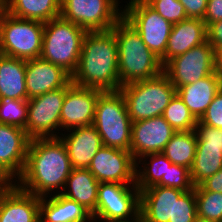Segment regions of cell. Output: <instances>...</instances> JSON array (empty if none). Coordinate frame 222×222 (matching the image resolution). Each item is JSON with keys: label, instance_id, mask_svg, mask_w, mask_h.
Returning a JSON list of instances; mask_svg holds the SVG:
<instances>
[{"label": "cell", "instance_id": "obj_34", "mask_svg": "<svg viewBox=\"0 0 222 222\" xmlns=\"http://www.w3.org/2000/svg\"><path fill=\"white\" fill-rule=\"evenodd\" d=\"M197 217L194 189L183 192L175 200L174 222H193Z\"/></svg>", "mask_w": 222, "mask_h": 222}, {"label": "cell", "instance_id": "obj_25", "mask_svg": "<svg viewBox=\"0 0 222 222\" xmlns=\"http://www.w3.org/2000/svg\"><path fill=\"white\" fill-rule=\"evenodd\" d=\"M26 60L0 55V99L28 100Z\"/></svg>", "mask_w": 222, "mask_h": 222}, {"label": "cell", "instance_id": "obj_32", "mask_svg": "<svg viewBox=\"0 0 222 222\" xmlns=\"http://www.w3.org/2000/svg\"><path fill=\"white\" fill-rule=\"evenodd\" d=\"M27 114V100L0 99V123L25 129Z\"/></svg>", "mask_w": 222, "mask_h": 222}, {"label": "cell", "instance_id": "obj_1", "mask_svg": "<svg viewBox=\"0 0 222 222\" xmlns=\"http://www.w3.org/2000/svg\"><path fill=\"white\" fill-rule=\"evenodd\" d=\"M71 170L66 146L59 137L31 139L23 173L14 183L39 197L59 194Z\"/></svg>", "mask_w": 222, "mask_h": 222}, {"label": "cell", "instance_id": "obj_43", "mask_svg": "<svg viewBox=\"0 0 222 222\" xmlns=\"http://www.w3.org/2000/svg\"><path fill=\"white\" fill-rule=\"evenodd\" d=\"M13 184L11 181L1 170H0V192L8 189Z\"/></svg>", "mask_w": 222, "mask_h": 222}, {"label": "cell", "instance_id": "obj_22", "mask_svg": "<svg viewBox=\"0 0 222 222\" xmlns=\"http://www.w3.org/2000/svg\"><path fill=\"white\" fill-rule=\"evenodd\" d=\"M220 89H222V78L215 71L194 83L177 88L176 94L199 121Z\"/></svg>", "mask_w": 222, "mask_h": 222}, {"label": "cell", "instance_id": "obj_38", "mask_svg": "<svg viewBox=\"0 0 222 222\" xmlns=\"http://www.w3.org/2000/svg\"><path fill=\"white\" fill-rule=\"evenodd\" d=\"M184 7L187 18L202 19L206 13L207 0H178Z\"/></svg>", "mask_w": 222, "mask_h": 222}, {"label": "cell", "instance_id": "obj_24", "mask_svg": "<svg viewBox=\"0 0 222 222\" xmlns=\"http://www.w3.org/2000/svg\"><path fill=\"white\" fill-rule=\"evenodd\" d=\"M99 184L88 169L72 168L61 194L81 204L93 215L97 206Z\"/></svg>", "mask_w": 222, "mask_h": 222}, {"label": "cell", "instance_id": "obj_9", "mask_svg": "<svg viewBox=\"0 0 222 222\" xmlns=\"http://www.w3.org/2000/svg\"><path fill=\"white\" fill-rule=\"evenodd\" d=\"M73 85L46 92L27 100L28 114L25 131L30 139L57 138L60 132V113L66 91ZM57 133V134H56Z\"/></svg>", "mask_w": 222, "mask_h": 222}, {"label": "cell", "instance_id": "obj_33", "mask_svg": "<svg viewBox=\"0 0 222 222\" xmlns=\"http://www.w3.org/2000/svg\"><path fill=\"white\" fill-rule=\"evenodd\" d=\"M159 15L172 24L187 18L183 5L178 0H144Z\"/></svg>", "mask_w": 222, "mask_h": 222}, {"label": "cell", "instance_id": "obj_18", "mask_svg": "<svg viewBox=\"0 0 222 222\" xmlns=\"http://www.w3.org/2000/svg\"><path fill=\"white\" fill-rule=\"evenodd\" d=\"M40 200L13 183L0 192V222H36L40 218Z\"/></svg>", "mask_w": 222, "mask_h": 222}, {"label": "cell", "instance_id": "obj_44", "mask_svg": "<svg viewBox=\"0 0 222 222\" xmlns=\"http://www.w3.org/2000/svg\"><path fill=\"white\" fill-rule=\"evenodd\" d=\"M112 222H143V221H142V218H141V216L139 214L136 218L131 219V220H127V221H112Z\"/></svg>", "mask_w": 222, "mask_h": 222}, {"label": "cell", "instance_id": "obj_37", "mask_svg": "<svg viewBox=\"0 0 222 222\" xmlns=\"http://www.w3.org/2000/svg\"><path fill=\"white\" fill-rule=\"evenodd\" d=\"M199 122L210 127L222 129V89L213 98Z\"/></svg>", "mask_w": 222, "mask_h": 222}, {"label": "cell", "instance_id": "obj_45", "mask_svg": "<svg viewBox=\"0 0 222 222\" xmlns=\"http://www.w3.org/2000/svg\"><path fill=\"white\" fill-rule=\"evenodd\" d=\"M193 222H214L197 216Z\"/></svg>", "mask_w": 222, "mask_h": 222}, {"label": "cell", "instance_id": "obj_13", "mask_svg": "<svg viewBox=\"0 0 222 222\" xmlns=\"http://www.w3.org/2000/svg\"><path fill=\"white\" fill-rule=\"evenodd\" d=\"M88 170L100 183L135 184L136 161L127 150L103 146Z\"/></svg>", "mask_w": 222, "mask_h": 222}, {"label": "cell", "instance_id": "obj_10", "mask_svg": "<svg viewBox=\"0 0 222 222\" xmlns=\"http://www.w3.org/2000/svg\"><path fill=\"white\" fill-rule=\"evenodd\" d=\"M140 209V191L135 184L100 183L94 222L127 221ZM98 219V220H97Z\"/></svg>", "mask_w": 222, "mask_h": 222}, {"label": "cell", "instance_id": "obj_15", "mask_svg": "<svg viewBox=\"0 0 222 222\" xmlns=\"http://www.w3.org/2000/svg\"><path fill=\"white\" fill-rule=\"evenodd\" d=\"M175 132L163 116L132 122V157L137 161L146 154L162 153Z\"/></svg>", "mask_w": 222, "mask_h": 222}, {"label": "cell", "instance_id": "obj_8", "mask_svg": "<svg viewBox=\"0 0 222 222\" xmlns=\"http://www.w3.org/2000/svg\"><path fill=\"white\" fill-rule=\"evenodd\" d=\"M119 0H61L60 17L86 31H106L123 17Z\"/></svg>", "mask_w": 222, "mask_h": 222}, {"label": "cell", "instance_id": "obj_46", "mask_svg": "<svg viewBox=\"0 0 222 222\" xmlns=\"http://www.w3.org/2000/svg\"><path fill=\"white\" fill-rule=\"evenodd\" d=\"M3 8V0H0V9Z\"/></svg>", "mask_w": 222, "mask_h": 222}, {"label": "cell", "instance_id": "obj_16", "mask_svg": "<svg viewBox=\"0 0 222 222\" xmlns=\"http://www.w3.org/2000/svg\"><path fill=\"white\" fill-rule=\"evenodd\" d=\"M30 140L23 128L0 123V170L13 183L23 173Z\"/></svg>", "mask_w": 222, "mask_h": 222}, {"label": "cell", "instance_id": "obj_23", "mask_svg": "<svg viewBox=\"0 0 222 222\" xmlns=\"http://www.w3.org/2000/svg\"><path fill=\"white\" fill-rule=\"evenodd\" d=\"M48 196L40 200V218L45 222H94L92 214L76 201L61 193Z\"/></svg>", "mask_w": 222, "mask_h": 222}, {"label": "cell", "instance_id": "obj_28", "mask_svg": "<svg viewBox=\"0 0 222 222\" xmlns=\"http://www.w3.org/2000/svg\"><path fill=\"white\" fill-rule=\"evenodd\" d=\"M197 136L195 130L176 131L165 145L162 153L173 164L191 169L196 154Z\"/></svg>", "mask_w": 222, "mask_h": 222}, {"label": "cell", "instance_id": "obj_30", "mask_svg": "<svg viewBox=\"0 0 222 222\" xmlns=\"http://www.w3.org/2000/svg\"><path fill=\"white\" fill-rule=\"evenodd\" d=\"M162 116L175 131H191L197 125V120L177 94L165 108Z\"/></svg>", "mask_w": 222, "mask_h": 222}, {"label": "cell", "instance_id": "obj_29", "mask_svg": "<svg viewBox=\"0 0 222 222\" xmlns=\"http://www.w3.org/2000/svg\"><path fill=\"white\" fill-rule=\"evenodd\" d=\"M222 168V149L196 148L190 177L194 186L213 176Z\"/></svg>", "mask_w": 222, "mask_h": 222}, {"label": "cell", "instance_id": "obj_20", "mask_svg": "<svg viewBox=\"0 0 222 222\" xmlns=\"http://www.w3.org/2000/svg\"><path fill=\"white\" fill-rule=\"evenodd\" d=\"M59 134L65 144L72 168L88 169L92 158L103 147L101 136L93 125L76 127Z\"/></svg>", "mask_w": 222, "mask_h": 222}, {"label": "cell", "instance_id": "obj_5", "mask_svg": "<svg viewBox=\"0 0 222 222\" xmlns=\"http://www.w3.org/2000/svg\"><path fill=\"white\" fill-rule=\"evenodd\" d=\"M87 31L61 17L44 23L41 58L62 67L71 76L76 71Z\"/></svg>", "mask_w": 222, "mask_h": 222}, {"label": "cell", "instance_id": "obj_47", "mask_svg": "<svg viewBox=\"0 0 222 222\" xmlns=\"http://www.w3.org/2000/svg\"><path fill=\"white\" fill-rule=\"evenodd\" d=\"M36 222H45L43 219L39 218Z\"/></svg>", "mask_w": 222, "mask_h": 222}, {"label": "cell", "instance_id": "obj_3", "mask_svg": "<svg viewBox=\"0 0 222 222\" xmlns=\"http://www.w3.org/2000/svg\"><path fill=\"white\" fill-rule=\"evenodd\" d=\"M118 45L119 89L122 85L160 75L163 65L140 34L122 17L113 27Z\"/></svg>", "mask_w": 222, "mask_h": 222}, {"label": "cell", "instance_id": "obj_39", "mask_svg": "<svg viewBox=\"0 0 222 222\" xmlns=\"http://www.w3.org/2000/svg\"><path fill=\"white\" fill-rule=\"evenodd\" d=\"M206 26L222 20V0H207V9L203 18Z\"/></svg>", "mask_w": 222, "mask_h": 222}, {"label": "cell", "instance_id": "obj_21", "mask_svg": "<svg viewBox=\"0 0 222 222\" xmlns=\"http://www.w3.org/2000/svg\"><path fill=\"white\" fill-rule=\"evenodd\" d=\"M207 41V26L202 19L186 18L173 24L169 35L166 51L160 59L164 65L170 59L186 53L193 47Z\"/></svg>", "mask_w": 222, "mask_h": 222}, {"label": "cell", "instance_id": "obj_12", "mask_svg": "<svg viewBox=\"0 0 222 222\" xmlns=\"http://www.w3.org/2000/svg\"><path fill=\"white\" fill-rule=\"evenodd\" d=\"M215 57V49L206 41L167 61L163 73L177 89L214 73Z\"/></svg>", "mask_w": 222, "mask_h": 222}, {"label": "cell", "instance_id": "obj_31", "mask_svg": "<svg viewBox=\"0 0 222 222\" xmlns=\"http://www.w3.org/2000/svg\"><path fill=\"white\" fill-rule=\"evenodd\" d=\"M197 216L214 222H222V193L194 190Z\"/></svg>", "mask_w": 222, "mask_h": 222}, {"label": "cell", "instance_id": "obj_41", "mask_svg": "<svg viewBox=\"0 0 222 222\" xmlns=\"http://www.w3.org/2000/svg\"><path fill=\"white\" fill-rule=\"evenodd\" d=\"M207 41L215 51L222 47V20L213 22L207 27Z\"/></svg>", "mask_w": 222, "mask_h": 222}, {"label": "cell", "instance_id": "obj_35", "mask_svg": "<svg viewBox=\"0 0 222 222\" xmlns=\"http://www.w3.org/2000/svg\"><path fill=\"white\" fill-rule=\"evenodd\" d=\"M166 187L179 189L184 192L194 189L190 177V169L172 163L166 172Z\"/></svg>", "mask_w": 222, "mask_h": 222}, {"label": "cell", "instance_id": "obj_7", "mask_svg": "<svg viewBox=\"0 0 222 222\" xmlns=\"http://www.w3.org/2000/svg\"><path fill=\"white\" fill-rule=\"evenodd\" d=\"M43 33L44 22L17 18L0 9L1 54L23 60L39 58Z\"/></svg>", "mask_w": 222, "mask_h": 222}, {"label": "cell", "instance_id": "obj_40", "mask_svg": "<svg viewBox=\"0 0 222 222\" xmlns=\"http://www.w3.org/2000/svg\"><path fill=\"white\" fill-rule=\"evenodd\" d=\"M194 190H207L222 193V168L213 176L206 178L199 185L194 186Z\"/></svg>", "mask_w": 222, "mask_h": 222}, {"label": "cell", "instance_id": "obj_26", "mask_svg": "<svg viewBox=\"0 0 222 222\" xmlns=\"http://www.w3.org/2000/svg\"><path fill=\"white\" fill-rule=\"evenodd\" d=\"M3 9L14 17L45 23L60 17L61 0H3Z\"/></svg>", "mask_w": 222, "mask_h": 222}, {"label": "cell", "instance_id": "obj_6", "mask_svg": "<svg viewBox=\"0 0 222 222\" xmlns=\"http://www.w3.org/2000/svg\"><path fill=\"white\" fill-rule=\"evenodd\" d=\"M119 90L132 122L162 116L176 95V88L163 72L151 79L122 85Z\"/></svg>", "mask_w": 222, "mask_h": 222}, {"label": "cell", "instance_id": "obj_27", "mask_svg": "<svg viewBox=\"0 0 222 222\" xmlns=\"http://www.w3.org/2000/svg\"><path fill=\"white\" fill-rule=\"evenodd\" d=\"M146 160L148 161V163ZM139 164H141L142 166H139ZM171 164L172 163L166 158L163 153L146 154L140 157L136 161V187L139 189V191L152 186L166 187V172L167 169L171 167Z\"/></svg>", "mask_w": 222, "mask_h": 222}, {"label": "cell", "instance_id": "obj_42", "mask_svg": "<svg viewBox=\"0 0 222 222\" xmlns=\"http://www.w3.org/2000/svg\"><path fill=\"white\" fill-rule=\"evenodd\" d=\"M215 71L222 78V47L215 51Z\"/></svg>", "mask_w": 222, "mask_h": 222}, {"label": "cell", "instance_id": "obj_11", "mask_svg": "<svg viewBox=\"0 0 222 222\" xmlns=\"http://www.w3.org/2000/svg\"><path fill=\"white\" fill-rule=\"evenodd\" d=\"M123 17L140 34L142 41L161 59L173 24L159 15L144 0H130L123 9Z\"/></svg>", "mask_w": 222, "mask_h": 222}, {"label": "cell", "instance_id": "obj_19", "mask_svg": "<svg viewBox=\"0 0 222 222\" xmlns=\"http://www.w3.org/2000/svg\"><path fill=\"white\" fill-rule=\"evenodd\" d=\"M184 191L152 186L140 191L139 214L143 222H174L175 200Z\"/></svg>", "mask_w": 222, "mask_h": 222}, {"label": "cell", "instance_id": "obj_2", "mask_svg": "<svg viewBox=\"0 0 222 222\" xmlns=\"http://www.w3.org/2000/svg\"><path fill=\"white\" fill-rule=\"evenodd\" d=\"M71 82L83 88L119 90L118 45L112 29L87 31Z\"/></svg>", "mask_w": 222, "mask_h": 222}, {"label": "cell", "instance_id": "obj_17", "mask_svg": "<svg viewBox=\"0 0 222 222\" xmlns=\"http://www.w3.org/2000/svg\"><path fill=\"white\" fill-rule=\"evenodd\" d=\"M26 90L28 99L65 87L71 75L62 67L41 57L26 60Z\"/></svg>", "mask_w": 222, "mask_h": 222}, {"label": "cell", "instance_id": "obj_14", "mask_svg": "<svg viewBox=\"0 0 222 222\" xmlns=\"http://www.w3.org/2000/svg\"><path fill=\"white\" fill-rule=\"evenodd\" d=\"M103 91L72 85L65 94L60 113V129L93 125L98 96Z\"/></svg>", "mask_w": 222, "mask_h": 222}, {"label": "cell", "instance_id": "obj_4", "mask_svg": "<svg viewBox=\"0 0 222 222\" xmlns=\"http://www.w3.org/2000/svg\"><path fill=\"white\" fill-rule=\"evenodd\" d=\"M93 126L103 146L130 151L132 121L120 90L103 91L98 96Z\"/></svg>", "mask_w": 222, "mask_h": 222}, {"label": "cell", "instance_id": "obj_36", "mask_svg": "<svg viewBox=\"0 0 222 222\" xmlns=\"http://www.w3.org/2000/svg\"><path fill=\"white\" fill-rule=\"evenodd\" d=\"M194 130L197 136L196 148L222 149V129L210 127L197 121Z\"/></svg>", "mask_w": 222, "mask_h": 222}]
</instances>
